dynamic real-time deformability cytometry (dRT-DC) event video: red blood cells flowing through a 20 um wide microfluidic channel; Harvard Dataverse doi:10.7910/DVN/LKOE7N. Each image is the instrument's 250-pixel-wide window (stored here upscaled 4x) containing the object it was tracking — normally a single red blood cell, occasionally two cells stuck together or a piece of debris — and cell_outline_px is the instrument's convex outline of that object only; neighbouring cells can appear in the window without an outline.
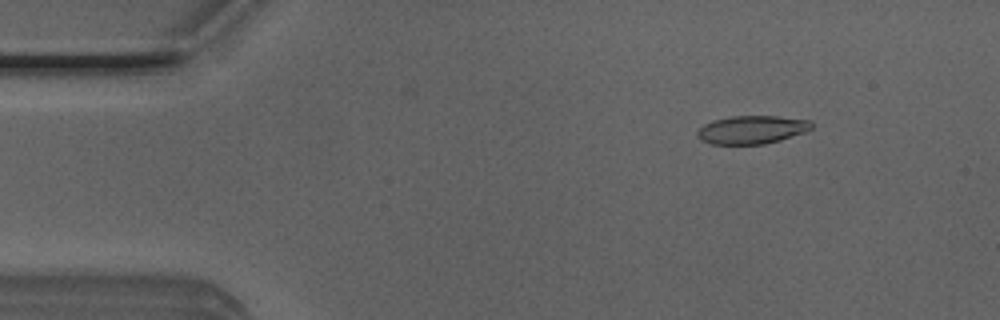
{"species": "Egyptian fruit bat (a non-hibernating species)", "species_latin": "Rousettus aegyptiacus", "temperature_condition": "room temperature", "stored_images_in_passage": 50, "camera_frame_rate_fps": 3000, "um_per_image_px": 0.085, "animal": {"sex": "male"}, "frame": {"image": 1, "passage_image": 6, "time_ms": 1.667, "image_size_px": [1000, 320], "cell_outline_px": [[812, 128], [804, 132], [780, 140], [764, 144], [712, 144], [700, 140], [696, 136], [696, 132], [704, 124], [712, 120], [728, 116], [776, 116], [812, 120]], "centroid_in_image_um": [63.88, 11.02], "position_along_channel_um": 21.1, "area_um2": 18.9}}
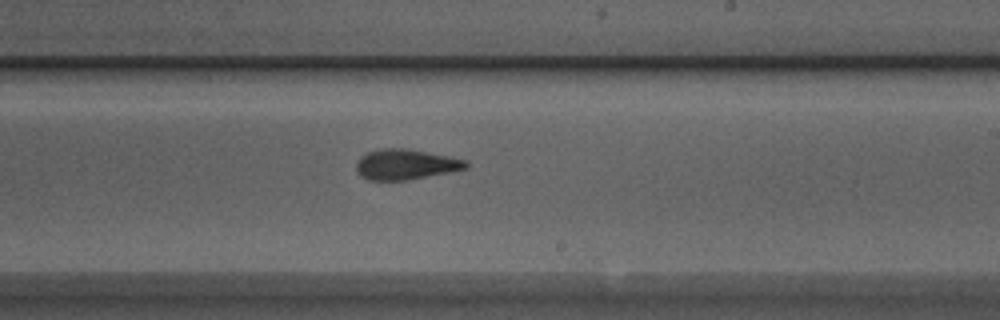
{"frame": {"image": 2, "passage_image": 29, "time_ms": 9.333, "image_size_px": [1000, 320], "cell_outline_px": [[468, 168], [408, 180], [368, 180], [360, 176], [356, 172], [356, 164], [360, 156], [368, 152], [384, 148], [408, 148], [468, 160]], "centroid_in_image_um": [34.46, 13.97], "position_along_channel_um": 254.5, "area_um2": 19.48}}
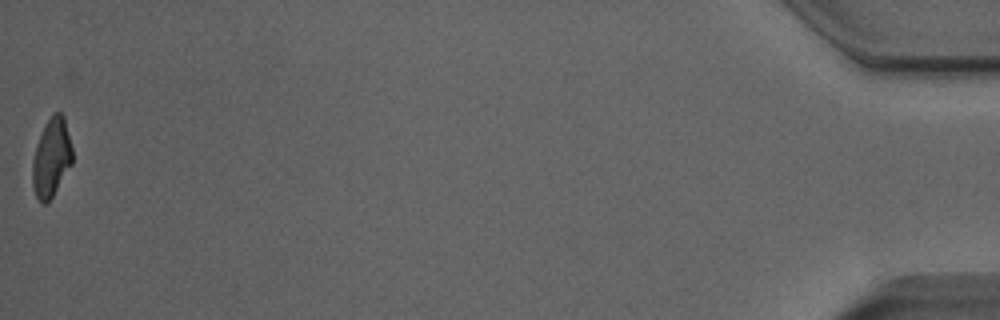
{"frame": {"image": 3, "passage_image": 50, "time_ms": 16.333, "image_size_px": [1000, 320], "cell_outline_px": [[72, 164], [52, 196], [44, 204], [40, 204], [36, 196], [32, 184], [32, 160], [44, 124], [52, 112], [60, 112], [64, 116], [72, 148]], "centroid_in_image_um": [4.37, 13.38], "position_along_channel_um": 430.8, "area_um2": 18.21}, "authors_computed_cell_mechanics": {"area_um2": 19.4208, "velocity_mm_per_s": 4.0308, "shape_relaxation_time_tau1_ms": 6.0589, "shape_relaxation_time_tau2_ms": 1.9971, "deformation_change_tau1": 0.1797, "deformation_change_tau2": 0.0938}}